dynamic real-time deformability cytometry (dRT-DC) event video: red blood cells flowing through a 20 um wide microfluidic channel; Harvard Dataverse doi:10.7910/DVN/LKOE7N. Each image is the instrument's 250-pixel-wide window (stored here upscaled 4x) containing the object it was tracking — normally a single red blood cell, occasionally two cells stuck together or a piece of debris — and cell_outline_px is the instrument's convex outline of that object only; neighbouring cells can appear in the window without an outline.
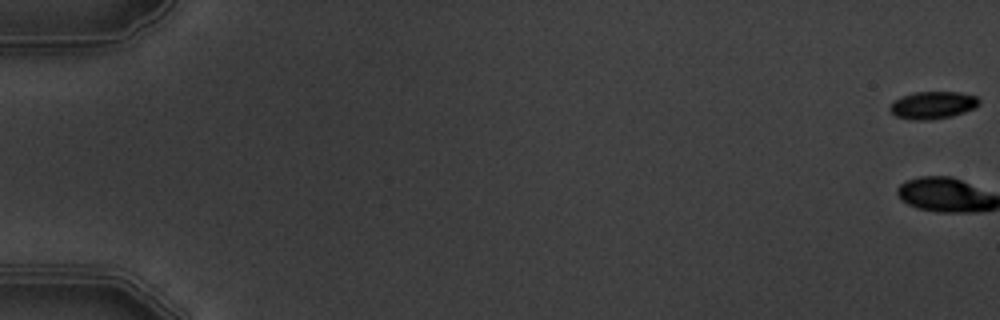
{"species": "common noctule bat (a hibernating species)", "species_latin": "Nyctalus noctula", "temperature_condition": "warm", "stored_images_in_passage": 6, "camera_frame_rate_fps": 3000, "um_per_image_px": 0.085, "animal": {"sex": "male", "body_mass_g": 19.5, "forearm_length_mm": 54.6}, "frame": {"image": 1, "passage_image": 1, "time_ms": 0.0, "image_size_px": [1000, 320], "cell_outline_px": [[980, 104], [976, 108], [952, 116], [932, 120], [912, 120], [896, 116], [888, 108], [900, 96], [916, 92], [960, 92], [976, 96], [980, 100]], "centroid_in_image_um": [79.32, 8.94], "position_along_channel_um": 5.7, "area_um2": 14.33}}